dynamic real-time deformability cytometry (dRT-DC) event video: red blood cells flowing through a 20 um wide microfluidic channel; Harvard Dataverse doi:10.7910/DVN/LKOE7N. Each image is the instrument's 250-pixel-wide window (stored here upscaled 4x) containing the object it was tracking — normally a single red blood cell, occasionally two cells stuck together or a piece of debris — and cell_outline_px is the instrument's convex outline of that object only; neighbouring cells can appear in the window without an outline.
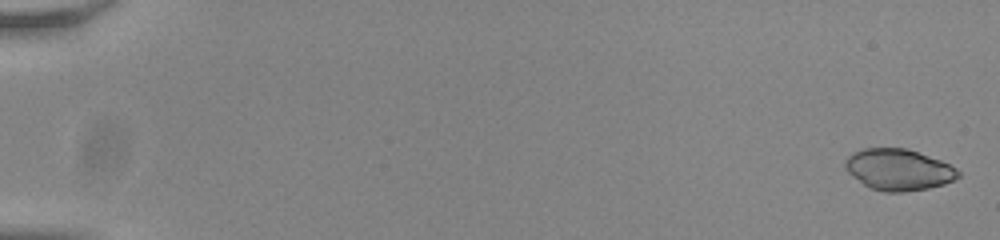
{"species": "common noctule bat (a hibernating species)", "species_latin": "Nyctalus noctula", "temperature_condition": "room temperature", "stored_images_in_passage": 56, "camera_frame_rate_fps": 3000, "um_per_image_px": 0.085, "animal": {"sex": "male", "body_mass_g": 20.0, "forearm_length_mm": 53.3}, "frame": {"image": 1, "passage_image": 2, "time_ms": 0.333, "image_size_px": [1000, 240], "cell_outline_px": [[960, 176], [944, 184], [928, 188], [904, 192], [884, 192], [872, 188], [864, 184], [848, 172], [844, 168], [844, 160], [852, 152], [864, 148], [908, 148], [940, 160], [956, 168], [960, 172]], "centroid_in_image_um": [76.36, 14.41], "position_along_channel_um": 8.6, "area_um2": 27.17}}
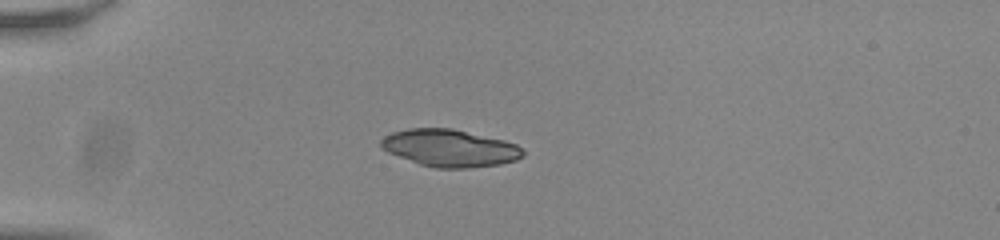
{"frame": {"image": 2, "passage_image": 17, "time_ms": 5.333, "image_size_px": [1000, 240], "cell_outline_px": [[524, 156], [516, 160], [500, 164], [468, 168], [436, 168], [420, 164], [388, 152], [380, 148], [380, 140], [384, 136], [392, 132], [408, 128], [452, 128], [504, 140], [516, 144], [524, 152]], "centroid_in_image_um": [38.22, 12.58], "position_along_channel_um": 46.8, "area_um2": 30.81}}